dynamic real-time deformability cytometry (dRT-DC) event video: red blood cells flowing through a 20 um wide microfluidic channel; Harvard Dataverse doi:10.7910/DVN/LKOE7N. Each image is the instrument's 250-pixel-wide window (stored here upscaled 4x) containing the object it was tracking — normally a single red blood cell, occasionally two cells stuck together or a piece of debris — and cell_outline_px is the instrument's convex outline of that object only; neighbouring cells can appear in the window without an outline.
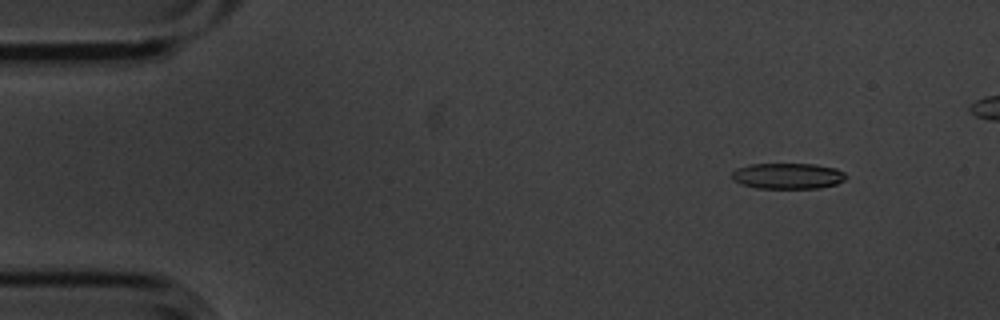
{"species": "common noctule bat (a hibernating species)", "species_latin": "Nyctalus noctula", "temperature_condition": "cold", "stored_images_in_passage": 5, "camera_frame_rate_fps": 3000, "um_per_image_px": 0.085, "animal": {"sex": "male", "body_mass_g": 20.1, "forearm_length_mm": 53.5}, "frame": {"image": 1, "passage_image": 1, "time_ms": 0.0, "image_size_px": [1000, 320], "cell_outline_px": [[848, 176], [844, 180], [836, 184], [820, 188], [756, 188], [740, 184], [732, 180], [732, 172], [736, 168], [748, 164], [816, 164], [836, 168], [844, 172]], "centroid_in_image_um": [66.95, 14.95], "position_along_channel_um": 18.0, "area_um2": 17.4}}
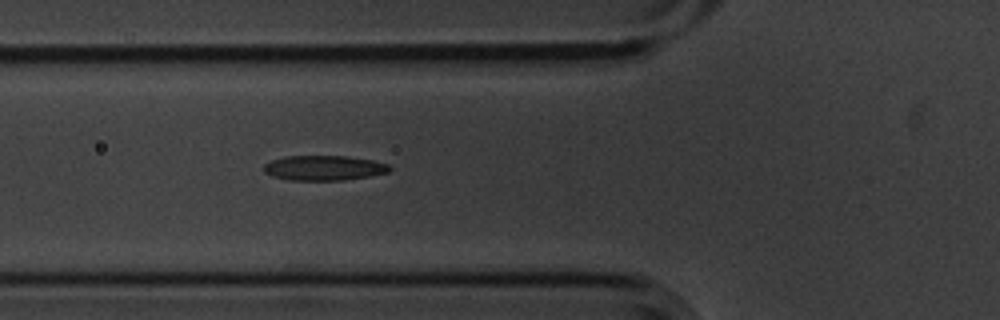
{"frame": {"image": 2, "passage_image": 5, "time_ms": 1.333, "image_size_px": [1000, 320], "cell_outline_px": [[392, 168], [388, 172], [368, 176], [344, 180], [288, 180], [272, 176], [264, 172], [264, 164], [272, 160], [284, 156], [348, 156], [372, 160], [388, 164]], "centroid_in_image_um": [27.52, 14.27], "position_along_channel_um": 98.3, "area_um2": 18.26}}